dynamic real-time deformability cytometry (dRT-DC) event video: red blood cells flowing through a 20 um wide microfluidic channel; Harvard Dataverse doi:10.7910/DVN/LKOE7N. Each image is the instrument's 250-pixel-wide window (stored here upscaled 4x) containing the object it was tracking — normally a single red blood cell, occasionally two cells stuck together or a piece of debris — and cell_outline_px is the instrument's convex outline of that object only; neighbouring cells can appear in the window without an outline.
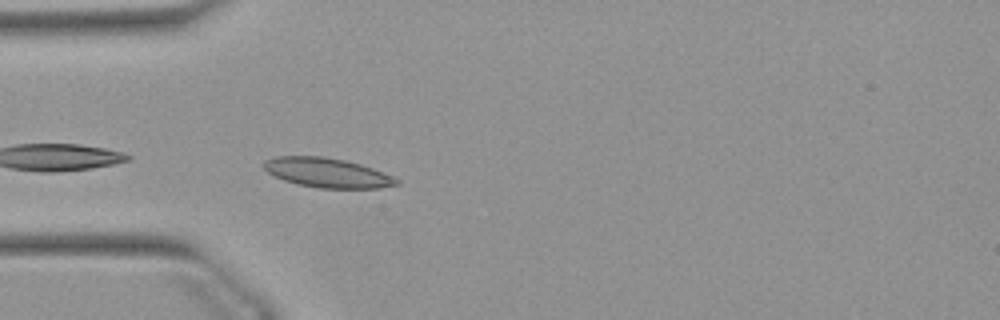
{"species": "Egyptian fruit bat (a non-hibernating species)", "species_latin": "Rousettus aegyptiacus", "temperature_condition": "warm", "stored_images_in_passage": 5, "camera_frame_rate_fps": 3000, "um_per_image_px": 0.085, "animal": {"sex": "female"}, "frame": {"image": 1, "passage_image": 1, "time_ms": 0.0, "image_size_px": [1000, 320], "cell_outline_px": [[400, 184], [380, 188], [316, 188], [296, 184], [284, 180], [268, 172], [260, 164], [264, 160], [276, 156], [324, 156], [344, 160], [360, 164], [372, 168], [392, 176], [400, 180]], "centroid_in_image_um": [27.79, 14.68], "position_along_channel_um": 57.2, "area_um2": 22.95}}